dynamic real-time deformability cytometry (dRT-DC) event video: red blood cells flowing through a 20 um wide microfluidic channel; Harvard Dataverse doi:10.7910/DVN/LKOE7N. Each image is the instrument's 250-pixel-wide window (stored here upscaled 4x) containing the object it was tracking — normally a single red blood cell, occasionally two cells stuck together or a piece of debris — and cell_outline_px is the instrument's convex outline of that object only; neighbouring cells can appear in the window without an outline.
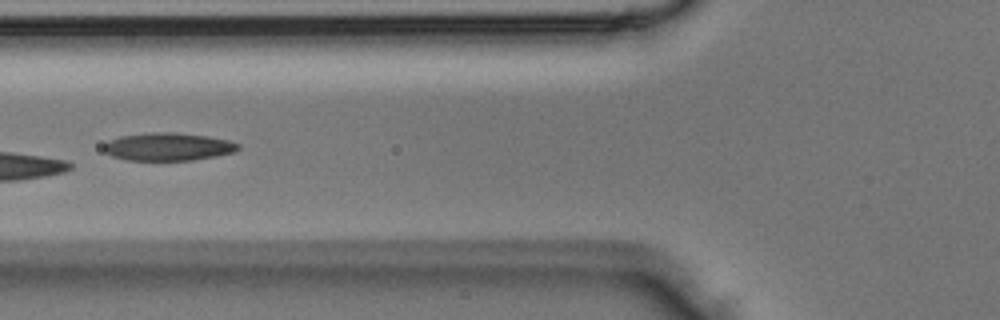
{"species": "Egyptian fruit bat (a non-hibernating species)", "species_latin": "Rousettus aegyptiacus", "temperature_condition": "room temperature", "stored_images_in_passage": 6, "camera_frame_rate_fps": 3000, "um_per_image_px": 0.085, "animal": {"sex": "male"}, "frame": {"image": 1, "passage_image": 5, "time_ms": 1.333, "image_size_px": [1000, 320], "cell_outline_px": [[240, 148], [236, 152], [216, 156], [192, 160], [128, 160], [112, 156], [104, 152], [104, 144], [108, 140], [120, 136], [148, 132], [176, 132], [208, 136], [232, 140], [240, 144]], "centroid_in_image_um": [14.32, 12.46], "position_along_channel_um": 111.5, "area_um2": 22.14}}
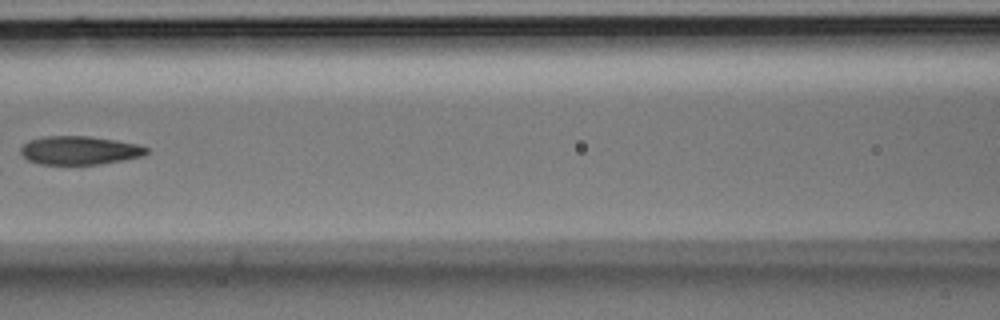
{"frame": {"image": 2, "passage_image": 6, "time_ms": 1.667, "image_size_px": [1000, 320], "cell_outline_px": [[148, 152], [144, 156], [96, 164], [40, 164], [28, 160], [20, 152], [20, 148], [28, 140], [44, 136], [88, 136], [116, 140], [140, 144], [148, 148]], "centroid_in_image_um": [6.76, 12.77], "position_along_channel_um": 159.8, "area_um2": 20.87}}